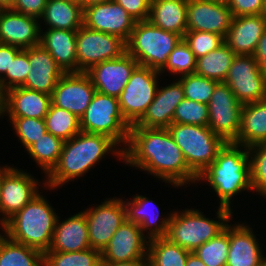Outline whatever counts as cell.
I'll return each mask as SVG.
<instances>
[{
    "instance_id": "21",
    "label": "cell",
    "mask_w": 266,
    "mask_h": 266,
    "mask_svg": "<svg viewBox=\"0 0 266 266\" xmlns=\"http://www.w3.org/2000/svg\"><path fill=\"white\" fill-rule=\"evenodd\" d=\"M28 59L30 68L22 87L52 95L65 72L40 44L28 48Z\"/></svg>"
},
{
    "instance_id": "59",
    "label": "cell",
    "mask_w": 266,
    "mask_h": 266,
    "mask_svg": "<svg viewBox=\"0 0 266 266\" xmlns=\"http://www.w3.org/2000/svg\"><path fill=\"white\" fill-rule=\"evenodd\" d=\"M263 17H264V19H265V21H266V2H265V8H264V11H263Z\"/></svg>"
},
{
    "instance_id": "30",
    "label": "cell",
    "mask_w": 266,
    "mask_h": 266,
    "mask_svg": "<svg viewBox=\"0 0 266 266\" xmlns=\"http://www.w3.org/2000/svg\"><path fill=\"white\" fill-rule=\"evenodd\" d=\"M126 207L127 220L140 226L143 234L148 231L146 237L150 240L152 238L166 237L168 225L170 222L171 214L169 217L161 218L159 221V214L154 215L151 213L149 205H154L152 200L146 196L136 195L131 201H124ZM152 208V207H151Z\"/></svg>"
},
{
    "instance_id": "38",
    "label": "cell",
    "mask_w": 266,
    "mask_h": 266,
    "mask_svg": "<svg viewBox=\"0 0 266 266\" xmlns=\"http://www.w3.org/2000/svg\"><path fill=\"white\" fill-rule=\"evenodd\" d=\"M229 251V224L215 238L193 251L206 266H226Z\"/></svg>"
},
{
    "instance_id": "15",
    "label": "cell",
    "mask_w": 266,
    "mask_h": 266,
    "mask_svg": "<svg viewBox=\"0 0 266 266\" xmlns=\"http://www.w3.org/2000/svg\"><path fill=\"white\" fill-rule=\"evenodd\" d=\"M147 239L139 225L128 220L124 221L101 251L102 262L147 260L149 242Z\"/></svg>"
},
{
    "instance_id": "48",
    "label": "cell",
    "mask_w": 266,
    "mask_h": 266,
    "mask_svg": "<svg viewBox=\"0 0 266 266\" xmlns=\"http://www.w3.org/2000/svg\"><path fill=\"white\" fill-rule=\"evenodd\" d=\"M47 0H15L11 10L40 19Z\"/></svg>"
},
{
    "instance_id": "34",
    "label": "cell",
    "mask_w": 266,
    "mask_h": 266,
    "mask_svg": "<svg viewBox=\"0 0 266 266\" xmlns=\"http://www.w3.org/2000/svg\"><path fill=\"white\" fill-rule=\"evenodd\" d=\"M147 266H185L190 251L166 237L148 240Z\"/></svg>"
},
{
    "instance_id": "9",
    "label": "cell",
    "mask_w": 266,
    "mask_h": 266,
    "mask_svg": "<svg viewBox=\"0 0 266 266\" xmlns=\"http://www.w3.org/2000/svg\"><path fill=\"white\" fill-rule=\"evenodd\" d=\"M159 71L138 65L119 97V107L125 121L135 125L155 98ZM158 79V80H157Z\"/></svg>"
},
{
    "instance_id": "16",
    "label": "cell",
    "mask_w": 266,
    "mask_h": 266,
    "mask_svg": "<svg viewBox=\"0 0 266 266\" xmlns=\"http://www.w3.org/2000/svg\"><path fill=\"white\" fill-rule=\"evenodd\" d=\"M95 92L96 89L86 72H69L58 80L51 95V102L81 118Z\"/></svg>"
},
{
    "instance_id": "53",
    "label": "cell",
    "mask_w": 266,
    "mask_h": 266,
    "mask_svg": "<svg viewBox=\"0 0 266 266\" xmlns=\"http://www.w3.org/2000/svg\"><path fill=\"white\" fill-rule=\"evenodd\" d=\"M15 0H0V10H8L13 8Z\"/></svg>"
},
{
    "instance_id": "36",
    "label": "cell",
    "mask_w": 266,
    "mask_h": 266,
    "mask_svg": "<svg viewBox=\"0 0 266 266\" xmlns=\"http://www.w3.org/2000/svg\"><path fill=\"white\" fill-rule=\"evenodd\" d=\"M44 120L47 132L63 141H68L81 131L80 118L52 103Z\"/></svg>"
},
{
    "instance_id": "56",
    "label": "cell",
    "mask_w": 266,
    "mask_h": 266,
    "mask_svg": "<svg viewBox=\"0 0 266 266\" xmlns=\"http://www.w3.org/2000/svg\"><path fill=\"white\" fill-rule=\"evenodd\" d=\"M4 115V93L0 88V116Z\"/></svg>"
},
{
    "instance_id": "51",
    "label": "cell",
    "mask_w": 266,
    "mask_h": 266,
    "mask_svg": "<svg viewBox=\"0 0 266 266\" xmlns=\"http://www.w3.org/2000/svg\"><path fill=\"white\" fill-rule=\"evenodd\" d=\"M100 266H147V260H134L118 263L101 262Z\"/></svg>"
},
{
    "instance_id": "12",
    "label": "cell",
    "mask_w": 266,
    "mask_h": 266,
    "mask_svg": "<svg viewBox=\"0 0 266 266\" xmlns=\"http://www.w3.org/2000/svg\"><path fill=\"white\" fill-rule=\"evenodd\" d=\"M224 83L242 105L266 99V76L253 55H236Z\"/></svg>"
},
{
    "instance_id": "32",
    "label": "cell",
    "mask_w": 266,
    "mask_h": 266,
    "mask_svg": "<svg viewBox=\"0 0 266 266\" xmlns=\"http://www.w3.org/2000/svg\"><path fill=\"white\" fill-rule=\"evenodd\" d=\"M236 54L224 42L208 54L196 59L195 74L217 82H224Z\"/></svg>"
},
{
    "instance_id": "23",
    "label": "cell",
    "mask_w": 266,
    "mask_h": 266,
    "mask_svg": "<svg viewBox=\"0 0 266 266\" xmlns=\"http://www.w3.org/2000/svg\"><path fill=\"white\" fill-rule=\"evenodd\" d=\"M265 29L262 14L233 17L224 41L236 55H253Z\"/></svg>"
},
{
    "instance_id": "29",
    "label": "cell",
    "mask_w": 266,
    "mask_h": 266,
    "mask_svg": "<svg viewBox=\"0 0 266 266\" xmlns=\"http://www.w3.org/2000/svg\"><path fill=\"white\" fill-rule=\"evenodd\" d=\"M148 21L183 38L187 32V0H151Z\"/></svg>"
},
{
    "instance_id": "13",
    "label": "cell",
    "mask_w": 266,
    "mask_h": 266,
    "mask_svg": "<svg viewBox=\"0 0 266 266\" xmlns=\"http://www.w3.org/2000/svg\"><path fill=\"white\" fill-rule=\"evenodd\" d=\"M90 248L102 251L120 225L127 220L122 199L109 198L96 207L84 210Z\"/></svg>"
},
{
    "instance_id": "5",
    "label": "cell",
    "mask_w": 266,
    "mask_h": 266,
    "mask_svg": "<svg viewBox=\"0 0 266 266\" xmlns=\"http://www.w3.org/2000/svg\"><path fill=\"white\" fill-rule=\"evenodd\" d=\"M216 213L218 221L206 218L197 209H185L179 213L175 211L171 214L166 238L193 252L221 233L232 219V209L219 206Z\"/></svg>"
},
{
    "instance_id": "33",
    "label": "cell",
    "mask_w": 266,
    "mask_h": 266,
    "mask_svg": "<svg viewBox=\"0 0 266 266\" xmlns=\"http://www.w3.org/2000/svg\"><path fill=\"white\" fill-rule=\"evenodd\" d=\"M0 266H44V253L0 234Z\"/></svg>"
},
{
    "instance_id": "37",
    "label": "cell",
    "mask_w": 266,
    "mask_h": 266,
    "mask_svg": "<svg viewBox=\"0 0 266 266\" xmlns=\"http://www.w3.org/2000/svg\"><path fill=\"white\" fill-rule=\"evenodd\" d=\"M101 251L93 248L77 252L46 251L44 266H100Z\"/></svg>"
},
{
    "instance_id": "14",
    "label": "cell",
    "mask_w": 266,
    "mask_h": 266,
    "mask_svg": "<svg viewBox=\"0 0 266 266\" xmlns=\"http://www.w3.org/2000/svg\"><path fill=\"white\" fill-rule=\"evenodd\" d=\"M136 20L115 0L94 4L83 9V25L91 30L130 38Z\"/></svg>"
},
{
    "instance_id": "49",
    "label": "cell",
    "mask_w": 266,
    "mask_h": 266,
    "mask_svg": "<svg viewBox=\"0 0 266 266\" xmlns=\"http://www.w3.org/2000/svg\"><path fill=\"white\" fill-rule=\"evenodd\" d=\"M22 49L16 46L0 43V79L10 68L13 59Z\"/></svg>"
},
{
    "instance_id": "18",
    "label": "cell",
    "mask_w": 266,
    "mask_h": 266,
    "mask_svg": "<svg viewBox=\"0 0 266 266\" xmlns=\"http://www.w3.org/2000/svg\"><path fill=\"white\" fill-rule=\"evenodd\" d=\"M38 181L32 175L17 168H11L2 181L0 197V224L3 225L15 213L28 204L39 193Z\"/></svg>"
},
{
    "instance_id": "1",
    "label": "cell",
    "mask_w": 266,
    "mask_h": 266,
    "mask_svg": "<svg viewBox=\"0 0 266 266\" xmlns=\"http://www.w3.org/2000/svg\"><path fill=\"white\" fill-rule=\"evenodd\" d=\"M127 147H123V162L147 171L174 187L197 181L188 167L182 150L167 128L131 126Z\"/></svg>"
},
{
    "instance_id": "52",
    "label": "cell",
    "mask_w": 266,
    "mask_h": 266,
    "mask_svg": "<svg viewBox=\"0 0 266 266\" xmlns=\"http://www.w3.org/2000/svg\"><path fill=\"white\" fill-rule=\"evenodd\" d=\"M185 266H206V265L194 252H190Z\"/></svg>"
},
{
    "instance_id": "39",
    "label": "cell",
    "mask_w": 266,
    "mask_h": 266,
    "mask_svg": "<svg viewBox=\"0 0 266 266\" xmlns=\"http://www.w3.org/2000/svg\"><path fill=\"white\" fill-rule=\"evenodd\" d=\"M167 69L170 73L181 74L179 77L195 73L196 58L183 38L169 54L166 64L159 73L162 75Z\"/></svg>"
},
{
    "instance_id": "47",
    "label": "cell",
    "mask_w": 266,
    "mask_h": 266,
    "mask_svg": "<svg viewBox=\"0 0 266 266\" xmlns=\"http://www.w3.org/2000/svg\"><path fill=\"white\" fill-rule=\"evenodd\" d=\"M136 21H147L150 12L151 0H115Z\"/></svg>"
},
{
    "instance_id": "8",
    "label": "cell",
    "mask_w": 266,
    "mask_h": 266,
    "mask_svg": "<svg viewBox=\"0 0 266 266\" xmlns=\"http://www.w3.org/2000/svg\"><path fill=\"white\" fill-rule=\"evenodd\" d=\"M80 128L86 133L109 136L121 147L122 143L127 146L131 126L121 114L119 98L96 91L80 118Z\"/></svg>"
},
{
    "instance_id": "41",
    "label": "cell",
    "mask_w": 266,
    "mask_h": 266,
    "mask_svg": "<svg viewBox=\"0 0 266 266\" xmlns=\"http://www.w3.org/2000/svg\"><path fill=\"white\" fill-rule=\"evenodd\" d=\"M172 123L208 126V105L184 98L175 109Z\"/></svg>"
},
{
    "instance_id": "42",
    "label": "cell",
    "mask_w": 266,
    "mask_h": 266,
    "mask_svg": "<svg viewBox=\"0 0 266 266\" xmlns=\"http://www.w3.org/2000/svg\"><path fill=\"white\" fill-rule=\"evenodd\" d=\"M20 142L28 149L47 133L44 119L28 117H9Z\"/></svg>"
},
{
    "instance_id": "24",
    "label": "cell",
    "mask_w": 266,
    "mask_h": 266,
    "mask_svg": "<svg viewBox=\"0 0 266 266\" xmlns=\"http://www.w3.org/2000/svg\"><path fill=\"white\" fill-rule=\"evenodd\" d=\"M249 226L229 225V251L226 266H260L266 259Z\"/></svg>"
},
{
    "instance_id": "43",
    "label": "cell",
    "mask_w": 266,
    "mask_h": 266,
    "mask_svg": "<svg viewBox=\"0 0 266 266\" xmlns=\"http://www.w3.org/2000/svg\"><path fill=\"white\" fill-rule=\"evenodd\" d=\"M252 191L266 198V144L248 147Z\"/></svg>"
},
{
    "instance_id": "11",
    "label": "cell",
    "mask_w": 266,
    "mask_h": 266,
    "mask_svg": "<svg viewBox=\"0 0 266 266\" xmlns=\"http://www.w3.org/2000/svg\"><path fill=\"white\" fill-rule=\"evenodd\" d=\"M242 104L229 86L219 82L208 103V127L226 143H233L239 134Z\"/></svg>"
},
{
    "instance_id": "28",
    "label": "cell",
    "mask_w": 266,
    "mask_h": 266,
    "mask_svg": "<svg viewBox=\"0 0 266 266\" xmlns=\"http://www.w3.org/2000/svg\"><path fill=\"white\" fill-rule=\"evenodd\" d=\"M233 143L247 148L266 144V99L242 105L239 134Z\"/></svg>"
},
{
    "instance_id": "20",
    "label": "cell",
    "mask_w": 266,
    "mask_h": 266,
    "mask_svg": "<svg viewBox=\"0 0 266 266\" xmlns=\"http://www.w3.org/2000/svg\"><path fill=\"white\" fill-rule=\"evenodd\" d=\"M40 20L11 9L0 10V43L27 49L40 44Z\"/></svg>"
},
{
    "instance_id": "10",
    "label": "cell",
    "mask_w": 266,
    "mask_h": 266,
    "mask_svg": "<svg viewBox=\"0 0 266 266\" xmlns=\"http://www.w3.org/2000/svg\"><path fill=\"white\" fill-rule=\"evenodd\" d=\"M126 42L120 37L91 30L82 25L76 33L77 72H86L92 66L121 57Z\"/></svg>"
},
{
    "instance_id": "35",
    "label": "cell",
    "mask_w": 266,
    "mask_h": 266,
    "mask_svg": "<svg viewBox=\"0 0 266 266\" xmlns=\"http://www.w3.org/2000/svg\"><path fill=\"white\" fill-rule=\"evenodd\" d=\"M64 141L49 132L40 137L26 151L35 160L46 176L53 170L59 161Z\"/></svg>"
},
{
    "instance_id": "22",
    "label": "cell",
    "mask_w": 266,
    "mask_h": 266,
    "mask_svg": "<svg viewBox=\"0 0 266 266\" xmlns=\"http://www.w3.org/2000/svg\"><path fill=\"white\" fill-rule=\"evenodd\" d=\"M161 88L158 86L155 98L143 117L132 126L168 128L172 124L175 109L184 99V89L179 80Z\"/></svg>"
},
{
    "instance_id": "46",
    "label": "cell",
    "mask_w": 266,
    "mask_h": 266,
    "mask_svg": "<svg viewBox=\"0 0 266 266\" xmlns=\"http://www.w3.org/2000/svg\"><path fill=\"white\" fill-rule=\"evenodd\" d=\"M266 0H229L233 17L263 14Z\"/></svg>"
},
{
    "instance_id": "55",
    "label": "cell",
    "mask_w": 266,
    "mask_h": 266,
    "mask_svg": "<svg viewBox=\"0 0 266 266\" xmlns=\"http://www.w3.org/2000/svg\"><path fill=\"white\" fill-rule=\"evenodd\" d=\"M12 167L4 166L3 168L0 166V197H1V189H2V181H3V176L11 169Z\"/></svg>"
},
{
    "instance_id": "50",
    "label": "cell",
    "mask_w": 266,
    "mask_h": 266,
    "mask_svg": "<svg viewBox=\"0 0 266 266\" xmlns=\"http://www.w3.org/2000/svg\"><path fill=\"white\" fill-rule=\"evenodd\" d=\"M253 56L257 61L259 69L266 76V29L258 41Z\"/></svg>"
},
{
    "instance_id": "54",
    "label": "cell",
    "mask_w": 266,
    "mask_h": 266,
    "mask_svg": "<svg viewBox=\"0 0 266 266\" xmlns=\"http://www.w3.org/2000/svg\"><path fill=\"white\" fill-rule=\"evenodd\" d=\"M113 0H84V9L94 5V4H100V3H105Z\"/></svg>"
},
{
    "instance_id": "2",
    "label": "cell",
    "mask_w": 266,
    "mask_h": 266,
    "mask_svg": "<svg viewBox=\"0 0 266 266\" xmlns=\"http://www.w3.org/2000/svg\"><path fill=\"white\" fill-rule=\"evenodd\" d=\"M116 145L118 146L109 136L80 131L73 138L64 141L59 161L47 175L44 186L54 190L70 180L82 177L109 151L123 158V148L119 149Z\"/></svg>"
},
{
    "instance_id": "26",
    "label": "cell",
    "mask_w": 266,
    "mask_h": 266,
    "mask_svg": "<svg viewBox=\"0 0 266 266\" xmlns=\"http://www.w3.org/2000/svg\"><path fill=\"white\" fill-rule=\"evenodd\" d=\"M58 218L52 244L48 251L77 252L88 250L90 242L85 212L80 211L62 222Z\"/></svg>"
},
{
    "instance_id": "45",
    "label": "cell",
    "mask_w": 266,
    "mask_h": 266,
    "mask_svg": "<svg viewBox=\"0 0 266 266\" xmlns=\"http://www.w3.org/2000/svg\"><path fill=\"white\" fill-rule=\"evenodd\" d=\"M183 39L196 59L215 50L225 42L223 36L204 31H187Z\"/></svg>"
},
{
    "instance_id": "25",
    "label": "cell",
    "mask_w": 266,
    "mask_h": 266,
    "mask_svg": "<svg viewBox=\"0 0 266 266\" xmlns=\"http://www.w3.org/2000/svg\"><path fill=\"white\" fill-rule=\"evenodd\" d=\"M51 95L24 88H12L4 93V115L44 119L50 104Z\"/></svg>"
},
{
    "instance_id": "57",
    "label": "cell",
    "mask_w": 266,
    "mask_h": 266,
    "mask_svg": "<svg viewBox=\"0 0 266 266\" xmlns=\"http://www.w3.org/2000/svg\"><path fill=\"white\" fill-rule=\"evenodd\" d=\"M73 3L79 4L84 9V0H69Z\"/></svg>"
},
{
    "instance_id": "27",
    "label": "cell",
    "mask_w": 266,
    "mask_h": 266,
    "mask_svg": "<svg viewBox=\"0 0 266 266\" xmlns=\"http://www.w3.org/2000/svg\"><path fill=\"white\" fill-rule=\"evenodd\" d=\"M77 30L47 29L40 35L42 45L65 73L77 72Z\"/></svg>"
},
{
    "instance_id": "40",
    "label": "cell",
    "mask_w": 266,
    "mask_h": 266,
    "mask_svg": "<svg viewBox=\"0 0 266 266\" xmlns=\"http://www.w3.org/2000/svg\"><path fill=\"white\" fill-rule=\"evenodd\" d=\"M178 80L183 86L184 98L207 105L215 86L219 83L195 73L182 76Z\"/></svg>"
},
{
    "instance_id": "4",
    "label": "cell",
    "mask_w": 266,
    "mask_h": 266,
    "mask_svg": "<svg viewBox=\"0 0 266 266\" xmlns=\"http://www.w3.org/2000/svg\"><path fill=\"white\" fill-rule=\"evenodd\" d=\"M57 216L45 197L38 193L1 227L12 241L45 253L52 244Z\"/></svg>"
},
{
    "instance_id": "31",
    "label": "cell",
    "mask_w": 266,
    "mask_h": 266,
    "mask_svg": "<svg viewBox=\"0 0 266 266\" xmlns=\"http://www.w3.org/2000/svg\"><path fill=\"white\" fill-rule=\"evenodd\" d=\"M42 18L47 29L78 30L83 25V9L69 0H47Z\"/></svg>"
},
{
    "instance_id": "6",
    "label": "cell",
    "mask_w": 266,
    "mask_h": 266,
    "mask_svg": "<svg viewBox=\"0 0 266 266\" xmlns=\"http://www.w3.org/2000/svg\"><path fill=\"white\" fill-rule=\"evenodd\" d=\"M181 39L180 35L156 27L148 20L136 21L126 42V52L139 65L160 71Z\"/></svg>"
},
{
    "instance_id": "3",
    "label": "cell",
    "mask_w": 266,
    "mask_h": 266,
    "mask_svg": "<svg viewBox=\"0 0 266 266\" xmlns=\"http://www.w3.org/2000/svg\"><path fill=\"white\" fill-rule=\"evenodd\" d=\"M200 180H206L214 189L220 207L231 209L233 196L246 189L252 191L248 148L226 143L215 161L198 176L197 182Z\"/></svg>"
},
{
    "instance_id": "17",
    "label": "cell",
    "mask_w": 266,
    "mask_h": 266,
    "mask_svg": "<svg viewBox=\"0 0 266 266\" xmlns=\"http://www.w3.org/2000/svg\"><path fill=\"white\" fill-rule=\"evenodd\" d=\"M138 65L137 61L125 52L117 59L92 66L86 73L97 92L119 98Z\"/></svg>"
},
{
    "instance_id": "7",
    "label": "cell",
    "mask_w": 266,
    "mask_h": 266,
    "mask_svg": "<svg viewBox=\"0 0 266 266\" xmlns=\"http://www.w3.org/2000/svg\"><path fill=\"white\" fill-rule=\"evenodd\" d=\"M167 129L182 150L188 167L197 176L215 161L226 144L208 126L172 123Z\"/></svg>"
},
{
    "instance_id": "44",
    "label": "cell",
    "mask_w": 266,
    "mask_h": 266,
    "mask_svg": "<svg viewBox=\"0 0 266 266\" xmlns=\"http://www.w3.org/2000/svg\"><path fill=\"white\" fill-rule=\"evenodd\" d=\"M28 48L22 49L13 59H11L10 68L7 69L5 75L0 79V88L6 91L22 87L25 83L29 72Z\"/></svg>"
},
{
    "instance_id": "60",
    "label": "cell",
    "mask_w": 266,
    "mask_h": 266,
    "mask_svg": "<svg viewBox=\"0 0 266 266\" xmlns=\"http://www.w3.org/2000/svg\"><path fill=\"white\" fill-rule=\"evenodd\" d=\"M260 266H266V259Z\"/></svg>"
},
{
    "instance_id": "58",
    "label": "cell",
    "mask_w": 266,
    "mask_h": 266,
    "mask_svg": "<svg viewBox=\"0 0 266 266\" xmlns=\"http://www.w3.org/2000/svg\"><path fill=\"white\" fill-rule=\"evenodd\" d=\"M203 1H210V2H217V3L228 4V1L229 0H203Z\"/></svg>"
},
{
    "instance_id": "19",
    "label": "cell",
    "mask_w": 266,
    "mask_h": 266,
    "mask_svg": "<svg viewBox=\"0 0 266 266\" xmlns=\"http://www.w3.org/2000/svg\"><path fill=\"white\" fill-rule=\"evenodd\" d=\"M233 14L227 4L187 0V31H204L226 37Z\"/></svg>"
}]
</instances>
